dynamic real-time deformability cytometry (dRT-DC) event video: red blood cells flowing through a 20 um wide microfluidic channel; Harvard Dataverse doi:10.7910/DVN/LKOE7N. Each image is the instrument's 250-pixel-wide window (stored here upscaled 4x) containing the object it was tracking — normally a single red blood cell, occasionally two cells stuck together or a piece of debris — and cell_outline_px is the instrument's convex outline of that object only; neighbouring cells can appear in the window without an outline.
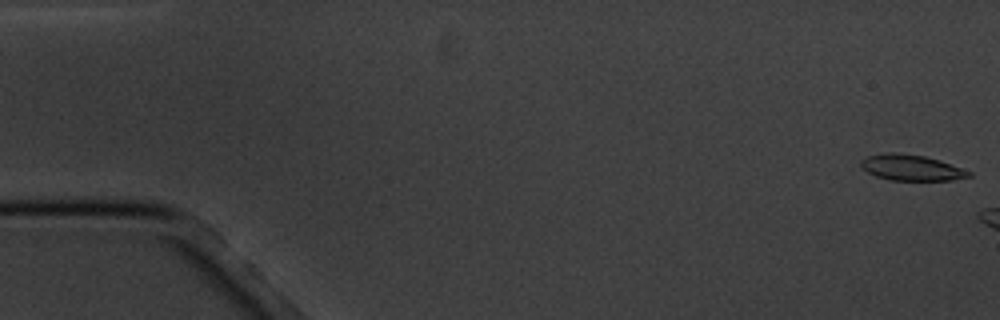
{"species": "common noctule bat (a hibernating species)", "species_latin": "Nyctalus noctula", "temperature_condition": "cold", "stored_images_in_passage": 6, "camera_frame_rate_fps": 3000, "um_per_image_px": 0.085, "animal": {"sex": "male", "body_mass_g": 20.1, "forearm_length_mm": 53.5}, "frame": {"image": 1, "passage_image": 1, "time_ms": 0.0, "image_size_px": [1000, 320], "cell_outline_px": [[972, 176], [952, 180], [888, 180], [876, 176], [868, 172], [860, 164], [860, 160], [868, 156], [888, 152], [896, 152], [924, 156], [940, 160], [972, 172]], "centroid_in_image_um": [77.47, 14.25], "position_along_channel_um": 7.5, "area_um2": 16.18}}